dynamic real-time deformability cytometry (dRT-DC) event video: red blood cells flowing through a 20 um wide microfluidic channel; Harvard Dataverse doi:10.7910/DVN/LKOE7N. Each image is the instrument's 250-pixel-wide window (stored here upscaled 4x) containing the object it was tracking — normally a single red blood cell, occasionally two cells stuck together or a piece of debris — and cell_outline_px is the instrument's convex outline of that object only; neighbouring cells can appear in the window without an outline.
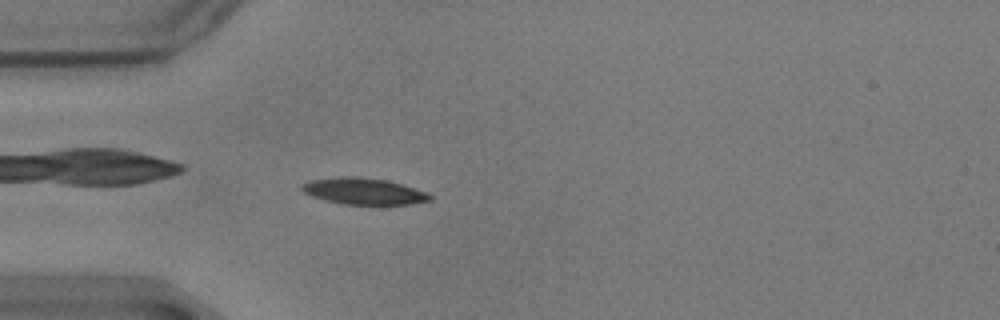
{"species": "common noctule bat (a hibernating species)", "species_latin": "Nyctalus noctula", "temperature_condition": "warm", "stored_images_in_passage": 57, "camera_frame_rate_fps": 3000, "um_per_image_px": 0.085, "animal": {"sex": "male", "body_mass_g": 17.9}, "frame": {"image": 1, "passage_image": 16, "time_ms": 5.0, "image_size_px": [1000, 320], "cell_outline_px": [[432, 200], [412, 204], [344, 204], [324, 200], [312, 196], [304, 192], [300, 188], [304, 184], [312, 180], [344, 176], [356, 176], [384, 180], [400, 184], [428, 192], [432, 196]], "centroid_in_image_um": [30.94, 16.26], "position_along_channel_um": 54.1, "area_um2": 19.48}}
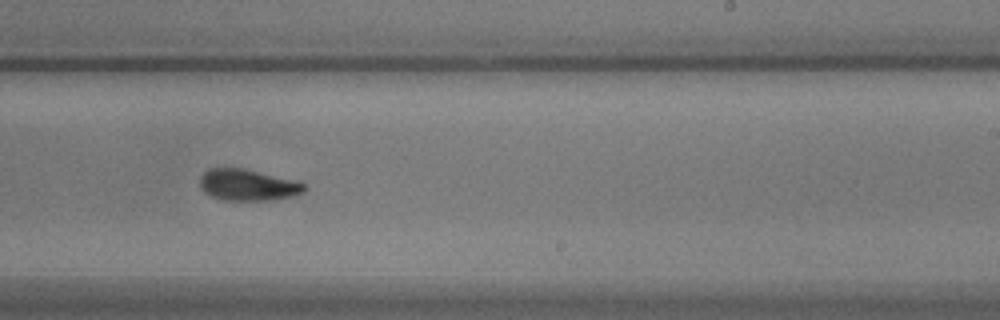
{"frame": {"image": 2, "passage_image": 35, "time_ms": 11.333, "image_size_px": [1000, 320], "cell_outline_px": [[304, 192], [292, 196], [272, 200], [224, 200], [212, 196], [204, 192], [200, 188], [200, 176], [208, 168], [244, 168], [296, 180], [304, 184]], "centroid_in_image_um": [21.04, 15.71], "position_along_channel_um": 268.0, "area_um2": 19.13}}
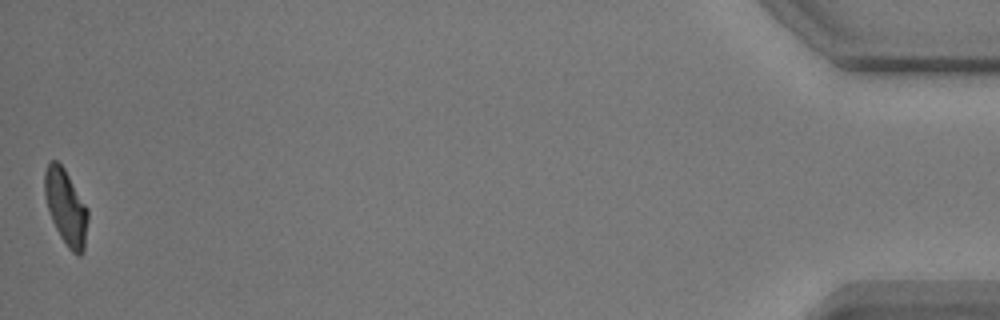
{"frame": {"image": 3, "passage_image": 57, "time_ms": 18.667, "image_size_px": [1000, 320], "cell_outline_px": [[88, 220], [84, 252], [80, 256], [76, 256], [68, 248], [60, 236], [52, 220], [44, 196], [44, 172], [48, 164], [52, 160], [56, 160], [64, 168], [88, 208]], "centroid_in_image_um": [5.61, 17.64], "position_along_channel_um": 429.6, "area_um2": 19.07}, "authors_computed_cell_mechanics": {"area_um2": 19.074, "velocity_mm_per_s": 3.4748, "shape_relaxation_time_tau1_ms": 4.1989, "shape_relaxation_time_tau2_ms": 2.1906, "deformation_change_tau1": 0.1445, "deformation_change_tau2": 0.0725}}